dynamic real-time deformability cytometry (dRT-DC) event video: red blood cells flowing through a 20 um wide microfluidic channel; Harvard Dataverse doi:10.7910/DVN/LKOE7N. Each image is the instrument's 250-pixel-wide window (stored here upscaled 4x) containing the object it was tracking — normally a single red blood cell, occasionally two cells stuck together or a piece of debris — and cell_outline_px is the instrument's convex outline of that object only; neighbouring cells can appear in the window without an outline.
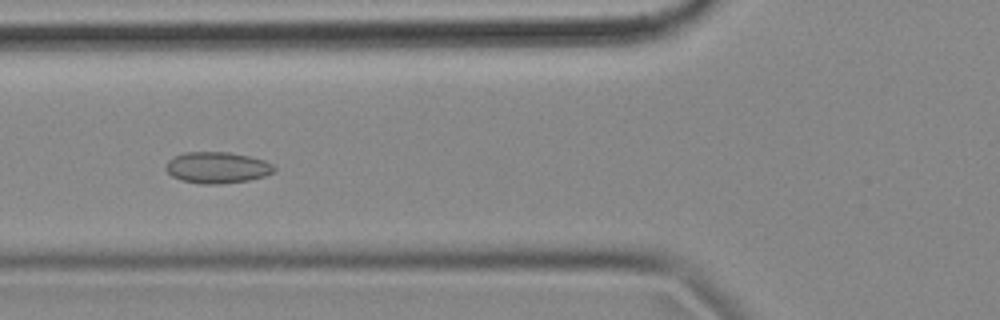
{"species": "common noctule bat (a hibernating species)", "species_latin": "Nyctalus noctula", "temperature_condition": "cold", "stored_images_in_passage": 41, "camera_frame_rate_fps": 3000, "um_per_image_px": 0.085, "animal": {"sex": "female", "body_mass_g": 18.4}, "frame": {"image": 1, "passage_image": 5, "time_ms": 1.333, "image_size_px": [1000, 320], "cell_outline_px": [[276, 168], [272, 172], [264, 176], [248, 180], [220, 184], [200, 184], [180, 180], [172, 176], [164, 168], [168, 160], [184, 152], [228, 152], [248, 156], [264, 160], [272, 164]], "centroid_in_image_um": [18.43, 14.25], "position_along_channel_um": 107.4, "area_um2": 19.71}}
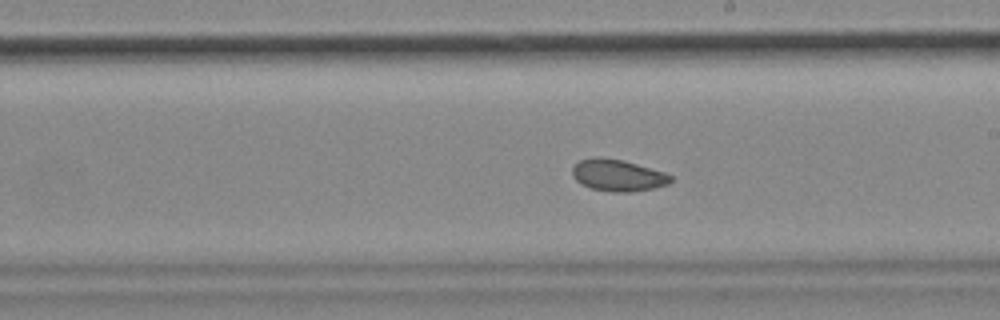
{"frame": {"image": 2, "passage_image": 16, "time_ms": 5.0, "image_size_px": [1000, 320], "cell_outline_px": [[672, 180], [668, 184], [652, 188], [632, 192], [612, 192], [588, 188], [580, 184], [572, 176], [572, 168], [580, 160], [624, 160], [664, 172], [672, 176]], "centroid_in_image_um": [52.54, 14.95], "position_along_channel_um": 236.5, "area_um2": 17.69}}
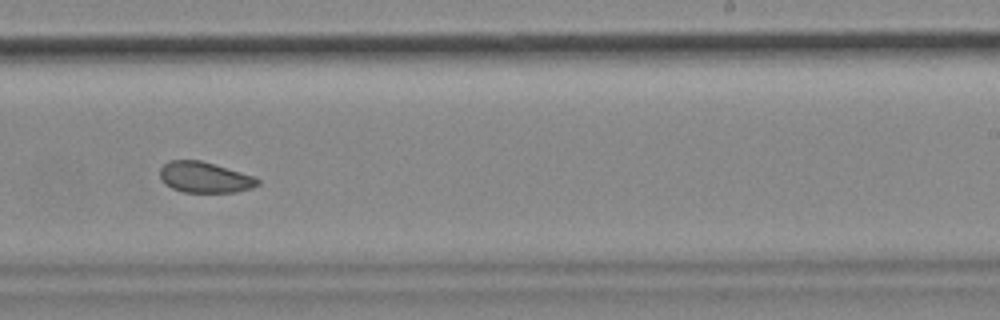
{"frame": {"image": 3, "passage_image": 19, "time_ms": 6.0, "image_size_px": [1000, 320], "cell_outline_px": [[260, 184], [252, 188], [236, 192], [184, 192], [172, 188], [164, 184], [160, 180], [160, 168], [168, 160], [200, 160], [256, 176], [260, 180]], "centroid_in_image_um": [17.41, 15.07], "position_along_channel_um": 271.6, "area_um2": 17.74}, "authors_computed_cell_mechanics": {"area_um2": 18.6116, "velocity_mm_per_s": 3.5277, "shape_relaxation_time_tau1_ms": 5.5304, "shape_relaxation_time_tau2_ms": 2.9451, "deformation_change_tau1": 0.058, "deformation_change_tau2": 0.0625}}